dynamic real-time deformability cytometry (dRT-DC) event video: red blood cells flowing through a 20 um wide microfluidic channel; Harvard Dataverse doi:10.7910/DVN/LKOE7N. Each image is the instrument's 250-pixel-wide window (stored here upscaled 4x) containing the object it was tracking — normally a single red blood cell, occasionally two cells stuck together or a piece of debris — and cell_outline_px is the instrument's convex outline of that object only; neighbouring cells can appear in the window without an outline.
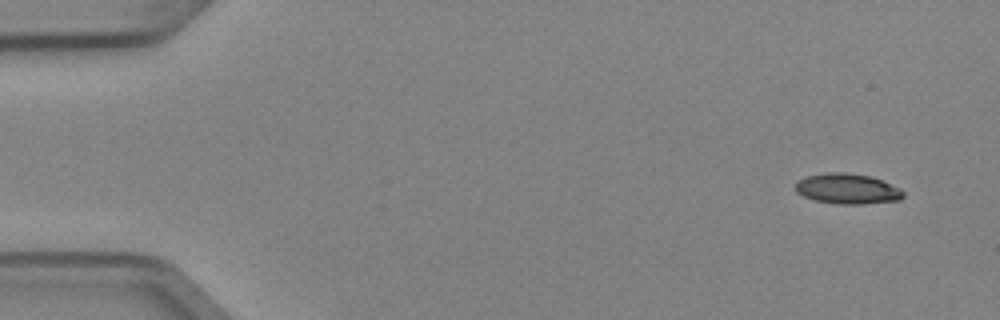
{"species": "Egyptian fruit bat (a non-hibernating species)", "species_latin": "Rousettus aegyptiacus", "temperature_condition": "cold", "stored_images_in_passage": 5, "camera_frame_rate_fps": 3000, "um_per_image_px": 0.085, "animal": {"sex": "female"}, "frame": {"image": 1, "passage_image": 1, "time_ms": 0.0, "image_size_px": [1000, 320], "cell_outline_px": [[904, 196], [900, 200], [864, 204], [836, 204], [816, 200], [804, 196], [796, 192], [792, 184], [796, 180], [804, 176], [828, 172], [844, 172], [872, 176], [900, 188], [904, 192]], "centroid_in_image_um": [71.99, 16.03], "position_along_channel_um": 13.0, "area_um2": 19.42}}
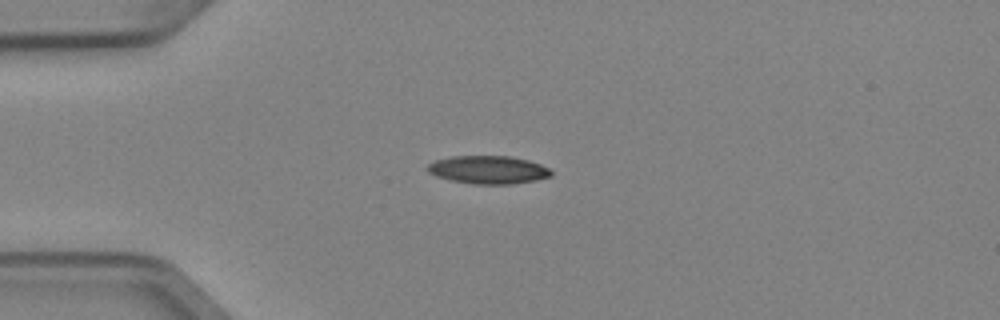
{"frame": {"image": 2, "passage_image": 4, "time_ms": 1.0, "image_size_px": [1000, 320], "cell_outline_px": [[552, 176], [536, 180], [512, 184], [476, 184], [452, 180], [436, 176], [428, 172], [428, 164], [436, 160], [452, 156], [512, 156], [528, 160], [540, 164], [548, 168], [552, 172]], "centroid_in_image_um": [41.52, 14.43], "position_along_channel_um": 43.5, "area_um2": 20.11}}